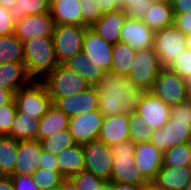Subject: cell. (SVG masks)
<instances>
[{"label":"cell","mask_w":191,"mask_h":190,"mask_svg":"<svg viewBox=\"0 0 191 190\" xmlns=\"http://www.w3.org/2000/svg\"><path fill=\"white\" fill-rule=\"evenodd\" d=\"M98 92V111L103 116L134 113L146 92L126 75L106 72L95 85Z\"/></svg>","instance_id":"obj_1"},{"label":"cell","mask_w":191,"mask_h":190,"mask_svg":"<svg viewBox=\"0 0 191 190\" xmlns=\"http://www.w3.org/2000/svg\"><path fill=\"white\" fill-rule=\"evenodd\" d=\"M171 116L165 125L155 129L151 142L163 153L179 144L191 142V105L188 102L171 106Z\"/></svg>","instance_id":"obj_2"},{"label":"cell","mask_w":191,"mask_h":190,"mask_svg":"<svg viewBox=\"0 0 191 190\" xmlns=\"http://www.w3.org/2000/svg\"><path fill=\"white\" fill-rule=\"evenodd\" d=\"M24 44V66L32 80L41 81L58 65L53 37L32 36Z\"/></svg>","instance_id":"obj_3"},{"label":"cell","mask_w":191,"mask_h":190,"mask_svg":"<svg viewBox=\"0 0 191 190\" xmlns=\"http://www.w3.org/2000/svg\"><path fill=\"white\" fill-rule=\"evenodd\" d=\"M113 155V167L111 182H119L141 186L148 182L136 166L134 159L135 143L131 140L123 141L111 146Z\"/></svg>","instance_id":"obj_4"},{"label":"cell","mask_w":191,"mask_h":190,"mask_svg":"<svg viewBox=\"0 0 191 190\" xmlns=\"http://www.w3.org/2000/svg\"><path fill=\"white\" fill-rule=\"evenodd\" d=\"M41 81L46 85L54 104L60 98L78 94L92 86L79 74L69 70L63 64H59Z\"/></svg>","instance_id":"obj_5"},{"label":"cell","mask_w":191,"mask_h":190,"mask_svg":"<svg viewBox=\"0 0 191 190\" xmlns=\"http://www.w3.org/2000/svg\"><path fill=\"white\" fill-rule=\"evenodd\" d=\"M17 111L24 115L35 116L40 120L52 105L46 85L42 81L32 80L27 86L14 93Z\"/></svg>","instance_id":"obj_6"},{"label":"cell","mask_w":191,"mask_h":190,"mask_svg":"<svg viewBox=\"0 0 191 190\" xmlns=\"http://www.w3.org/2000/svg\"><path fill=\"white\" fill-rule=\"evenodd\" d=\"M89 27L75 25H55L52 34L55 56L59 64H64L83 50V40Z\"/></svg>","instance_id":"obj_7"},{"label":"cell","mask_w":191,"mask_h":190,"mask_svg":"<svg viewBox=\"0 0 191 190\" xmlns=\"http://www.w3.org/2000/svg\"><path fill=\"white\" fill-rule=\"evenodd\" d=\"M186 34L175 25L154 34V51L163 67L168 68L186 49Z\"/></svg>","instance_id":"obj_8"},{"label":"cell","mask_w":191,"mask_h":190,"mask_svg":"<svg viewBox=\"0 0 191 190\" xmlns=\"http://www.w3.org/2000/svg\"><path fill=\"white\" fill-rule=\"evenodd\" d=\"M163 66L154 48L136 51L132 68L127 75L130 81L145 91H150Z\"/></svg>","instance_id":"obj_9"},{"label":"cell","mask_w":191,"mask_h":190,"mask_svg":"<svg viewBox=\"0 0 191 190\" xmlns=\"http://www.w3.org/2000/svg\"><path fill=\"white\" fill-rule=\"evenodd\" d=\"M84 170L95 177L110 182L113 167V155L110 146L100 140H93L83 145Z\"/></svg>","instance_id":"obj_10"},{"label":"cell","mask_w":191,"mask_h":190,"mask_svg":"<svg viewBox=\"0 0 191 190\" xmlns=\"http://www.w3.org/2000/svg\"><path fill=\"white\" fill-rule=\"evenodd\" d=\"M187 82L174 71L163 67L150 92L169 106L185 102Z\"/></svg>","instance_id":"obj_11"},{"label":"cell","mask_w":191,"mask_h":190,"mask_svg":"<svg viewBox=\"0 0 191 190\" xmlns=\"http://www.w3.org/2000/svg\"><path fill=\"white\" fill-rule=\"evenodd\" d=\"M104 116L98 111L78 114L69 118L68 130L76 144L84 145L98 140Z\"/></svg>","instance_id":"obj_12"},{"label":"cell","mask_w":191,"mask_h":190,"mask_svg":"<svg viewBox=\"0 0 191 190\" xmlns=\"http://www.w3.org/2000/svg\"><path fill=\"white\" fill-rule=\"evenodd\" d=\"M171 106L164 103L150 91H146L140 103L137 105L136 113L142 118L147 126L155 129L162 128L171 116Z\"/></svg>","instance_id":"obj_13"},{"label":"cell","mask_w":191,"mask_h":190,"mask_svg":"<svg viewBox=\"0 0 191 190\" xmlns=\"http://www.w3.org/2000/svg\"><path fill=\"white\" fill-rule=\"evenodd\" d=\"M112 48L113 45L106 42L93 29L86 30L82 51L95 66L103 68L105 72L111 70Z\"/></svg>","instance_id":"obj_14"},{"label":"cell","mask_w":191,"mask_h":190,"mask_svg":"<svg viewBox=\"0 0 191 190\" xmlns=\"http://www.w3.org/2000/svg\"><path fill=\"white\" fill-rule=\"evenodd\" d=\"M155 32L141 19L127 18L120 31V41L134 50L153 48Z\"/></svg>","instance_id":"obj_15"},{"label":"cell","mask_w":191,"mask_h":190,"mask_svg":"<svg viewBox=\"0 0 191 190\" xmlns=\"http://www.w3.org/2000/svg\"><path fill=\"white\" fill-rule=\"evenodd\" d=\"M163 152L151 141L135 144L134 159L136 166L148 181H154L163 166Z\"/></svg>","instance_id":"obj_16"},{"label":"cell","mask_w":191,"mask_h":190,"mask_svg":"<svg viewBox=\"0 0 191 190\" xmlns=\"http://www.w3.org/2000/svg\"><path fill=\"white\" fill-rule=\"evenodd\" d=\"M54 27L55 23L50 12L28 15L15 23L14 34L24 42L32 36H52Z\"/></svg>","instance_id":"obj_17"},{"label":"cell","mask_w":191,"mask_h":190,"mask_svg":"<svg viewBox=\"0 0 191 190\" xmlns=\"http://www.w3.org/2000/svg\"><path fill=\"white\" fill-rule=\"evenodd\" d=\"M69 118L98 110V92L96 86L75 95L60 98L55 103Z\"/></svg>","instance_id":"obj_18"},{"label":"cell","mask_w":191,"mask_h":190,"mask_svg":"<svg viewBox=\"0 0 191 190\" xmlns=\"http://www.w3.org/2000/svg\"><path fill=\"white\" fill-rule=\"evenodd\" d=\"M98 140L110 147L130 140L129 113L104 116Z\"/></svg>","instance_id":"obj_19"},{"label":"cell","mask_w":191,"mask_h":190,"mask_svg":"<svg viewBox=\"0 0 191 190\" xmlns=\"http://www.w3.org/2000/svg\"><path fill=\"white\" fill-rule=\"evenodd\" d=\"M42 153L38 140L18 141L15 172L13 175H30L38 169Z\"/></svg>","instance_id":"obj_20"},{"label":"cell","mask_w":191,"mask_h":190,"mask_svg":"<svg viewBox=\"0 0 191 190\" xmlns=\"http://www.w3.org/2000/svg\"><path fill=\"white\" fill-rule=\"evenodd\" d=\"M128 17L125 10L104 13L90 28L106 42L114 45L120 41V31Z\"/></svg>","instance_id":"obj_21"},{"label":"cell","mask_w":191,"mask_h":190,"mask_svg":"<svg viewBox=\"0 0 191 190\" xmlns=\"http://www.w3.org/2000/svg\"><path fill=\"white\" fill-rule=\"evenodd\" d=\"M50 14L55 25L83 26L80 0H50Z\"/></svg>","instance_id":"obj_22"},{"label":"cell","mask_w":191,"mask_h":190,"mask_svg":"<svg viewBox=\"0 0 191 190\" xmlns=\"http://www.w3.org/2000/svg\"><path fill=\"white\" fill-rule=\"evenodd\" d=\"M32 79L28 76L24 62L0 64V88L14 93L27 86Z\"/></svg>","instance_id":"obj_23"},{"label":"cell","mask_w":191,"mask_h":190,"mask_svg":"<svg viewBox=\"0 0 191 190\" xmlns=\"http://www.w3.org/2000/svg\"><path fill=\"white\" fill-rule=\"evenodd\" d=\"M191 180V166H162L154 182L162 190H183Z\"/></svg>","instance_id":"obj_24"},{"label":"cell","mask_w":191,"mask_h":190,"mask_svg":"<svg viewBox=\"0 0 191 190\" xmlns=\"http://www.w3.org/2000/svg\"><path fill=\"white\" fill-rule=\"evenodd\" d=\"M59 172L65 179H70L84 170L83 145L74 144L56 155Z\"/></svg>","instance_id":"obj_25"},{"label":"cell","mask_w":191,"mask_h":190,"mask_svg":"<svg viewBox=\"0 0 191 190\" xmlns=\"http://www.w3.org/2000/svg\"><path fill=\"white\" fill-rule=\"evenodd\" d=\"M69 117L54 103L40 119L37 140L41 141L57 131L68 128Z\"/></svg>","instance_id":"obj_26"},{"label":"cell","mask_w":191,"mask_h":190,"mask_svg":"<svg viewBox=\"0 0 191 190\" xmlns=\"http://www.w3.org/2000/svg\"><path fill=\"white\" fill-rule=\"evenodd\" d=\"M63 65L79 74L92 86H95L106 73L103 68L95 66L83 51L67 60Z\"/></svg>","instance_id":"obj_27"},{"label":"cell","mask_w":191,"mask_h":190,"mask_svg":"<svg viewBox=\"0 0 191 190\" xmlns=\"http://www.w3.org/2000/svg\"><path fill=\"white\" fill-rule=\"evenodd\" d=\"M154 32L174 25V14L170 2H152L149 10L141 19Z\"/></svg>","instance_id":"obj_28"},{"label":"cell","mask_w":191,"mask_h":190,"mask_svg":"<svg viewBox=\"0 0 191 190\" xmlns=\"http://www.w3.org/2000/svg\"><path fill=\"white\" fill-rule=\"evenodd\" d=\"M39 122L40 120L35 116L24 115V112L17 111L10 133L7 136L16 141L37 140Z\"/></svg>","instance_id":"obj_29"},{"label":"cell","mask_w":191,"mask_h":190,"mask_svg":"<svg viewBox=\"0 0 191 190\" xmlns=\"http://www.w3.org/2000/svg\"><path fill=\"white\" fill-rule=\"evenodd\" d=\"M135 54L136 50L122 41L114 44L110 71L127 76L132 68Z\"/></svg>","instance_id":"obj_30"},{"label":"cell","mask_w":191,"mask_h":190,"mask_svg":"<svg viewBox=\"0 0 191 190\" xmlns=\"http://www.w3.org/2000/svg\"><path fill=\"white\" fill-rule=\"evenodd\" d=\"M24 62V44L13 33L0 36V64Z\"/></svg>","instance_id":"obj_31"},{"label":"cell","mask_w":191,"mask_h":190,"mask_svg":"<svg viewBox=\"0 0 191 190\" xmlns=\"http://www.w3.org/2000/svg\"><path fill=\"white\" fill-rule=\"evenodd\" d=\"M13 21L16 23L28 15L50 12V0H17L9 8Z\"/></svg>","instance_id":"obj_32"},{"label":"cell","mask_w":191,"mask_h":190,"mask_svg":"<svg viewBox=\"0 0 191 190\" xmlns=\"http://www.w3.org/2000/svg\"><path fill=\"white\" fill-rule=\"evenodd\" d=\"M18 141L8 136H0V168L5 176L15 172Z\"/></svg>","instance_id":"obj_33"},{"label":"cell","mask_w":191,"mask_h":190,"mask_svg":"<svg viewBox=\"0 0 191 190\" xmlns=\"http://www.w3.org/2000/svg\"><path fill=\"white\" fill-rule=\"evenodd\" d=\"M40 142L42 150H45L46 152L52 153L54 155H58L63 150L76 144L68 128L57 131L51 136L41 140Z\"/></svg>","instance_id":"obj_34"},{"label":"cell","mask_w":191,"mask_h":190,"mask_svg":"<svg viewBox=\"0 0 191 190\" xmlns=\"http://www.w3.org/2000/svg\"><path fill=\"white\" fill-rule=\"evenodd\" d=\"M163 166L179 167L190 165L191 161V142L179 144L167 149L163 153Z\"/></svg>","instance_id":"obj_35"},{"label":"cell","mask_w":191,"mask_h":190,"mask_svg":"<svg viewBox=\"0 0 191 190\" xmlns=\"http://www.w3.org/2000/svg\"><path fill=\"white\" fill-rule=\"evenodd\" d=\"M130 140L135 143L150 142L154 134V129L147 126L136 112L129 114Z\"/></svg>","instance_id":"obj_36"},{"label":"cell","mask_w":191,"mask_h":190,"mask_svg":"<svg viewBox=\"0 0 191 190\" xmlns=\"http://www.w3.org/2000/svg\"><path fill=\"white\" fill-rule=\"evenodd\" d=\"M33 179L41 190H48L58 187L65 179L59 171L38 168L33 173Z\"/></svg>","instance_id":"obj_37"},{"label":"cell","mask_w":191,"mask_h":190,"mask_svg":"<svg viewBox=\"0 0 191 190\" xmlns=\"http://www.w3.org/2000/svg\"><path fill=\"white\" fill-rule=\"evenodd\" d=\"M70 179L76 184L79 190H104L108 184L86 170H81Z\"/></svg>","instance_id":"obj_38"},{"label":"cell","mask_w":191,"mask_h":190,"mask_svg":"<svg viewBox=\"0 0 191 190\" xmlns=\"http://www.w3.org/2000/svg\"><path fill=\"white\" fill-rule=\"evenodd\" d=\"M80 6L84 27L90 28L103 16L97 0H80Z\"/></svg>","instance_id":"obj_39"},{"label":"cell","mask_w":191,"mask_h":190,"mask_svg":"<svg viewBox=\"0 0 191 190\" xmlns=\"http://www.w3.org/2000/svg\"><path fill=\"white\" fill-rule=\"evenodd\" d=\"M16 114L17 106L14 98L0 107V136H7L10 133Z\"/></svg>","instance_id":"obj_40"},{"label":"cell","mask_w":191,"mask_h":190,"mask_svg":"<svg viewBox=\"0 0 191 190\" xmlns=\"http://www.w3.org/2000/svg\"><path fill=\"white\" fill-rule=\"evenodd\" d=\"M168 68L184 78L187 83L191 82V50L185 49Z\"/></svg>","instance_id":"obj_41"},{"label":"cell","mask_w":191,"mask_h":190,"mask_svg":"<svg viewBox=\"0 0 191 190\" xmlns=\"http://www.w3.org/2000/svg\"><path fill=\"white\" fill-rule=\"evenodd\" d=\"M152 2V0H124V10L130 18L142 19Z\"/></svg>","instance_id":"obj_42"},{"label":"cell","mask_w":191,"mask_h":190,"mask_svg":"<svg viewBox=\"0 0 191 190\" xmlns=\"http://www.w3.org/2000/svg\"><path fill=\"white\" fill-rule=\"evenodd\" d=\"M15 31V22L9 9L0 5V36L10 35Z\"/></svg>","instance_id":"obj_43"},{"label":"cell","mask_w":191,"mask_h":190,"mask_svg":"<svg viewBox=\"0 0 191 190\" xmlns=\"http://www.w3.org/2000/svg\"><path fill=\"white\" fill-rule=\"evenodd\" d=\"M14 190H41L36 186L33 176L30 175H12Z\"/></svg>","instance_id":"obj_44"},{"label":"cell","mask_w":191,"mask_h":190,"mask_svg":"<svg viewBox=\"0 0 191 190\" xmlns=\"http://www.w3.org/2000/svg\"><path fill=\"white\" fill-rule=\"evenodd\" d=\"M38 168L59 171L56 155L42 150Z\"/></svg>","instance_id":"obj_45"},{"label":"cell","mask_w":191,"mask_h":190,"mask_svg":"<svg viewBox=\"0 0 191 190\" xmlns=\"http://www.w3.org/2000/svg\"><path fill=\"white\" fill-rule=\"evenodd\" d=\"M174 25L184 34H191V12L174 15Z\"/></svg>","instance_id":"obj_46"},{"label":"cell","mask_w":191,"mask_h":190,"mask_svg":"<svg viewBox=\"0 0 191 190\" xmlns=\"http://www.w3.org/2000/svg\"><path fill=\"white\" fill-rule=\"evenodd\" d=\"M102 13L124 10V0H97Z\"/></svg>","instance_id":"obj_47"},{"label":"cell","mask_w":191,"mask_h":190,"mask_svg":"<svg viewBox=\"0 0 191 190\" xmlns=\"http://www.w3.org/2000/svg\"><path fill=\"white\" fill-rule=\"evenodd\" d=\"M170 3L174 15L191 12V0H170Z\"/></svg>","instance_id":"obj_48"},{"label":"cell","mask_w":191,"mask_h":190,"mask_svg":"<svg viewBox=\"0 0 191 190\" xmlns=\"http://www.w3.org/2000/svg\"><path fill=\"white\" fill-rule=\"evenodd\" d=\"M109 190H139L140 186L126 184V183H119V182H108L107 184Z\"/></svg>","instance_id":"obj_49"},{"label":"cell","mask_w":191,"mask_h":190,"mask_svg":"<svg viewBox=\"0 0 191 190\" xmlns=\"http://www.w3.org/2000/svg\"><path fill=\"white\" fill-rule=\"evenodd\" d=\"M14 98V95L8 91L0 88V107L9 103Z\"/></svg>","instance_id":"obj_50"},{"label":"cell","mask_w":191,"mask_h":190,"mask_svg":"<svg viewBox=\"0 0 191 190\" xmlns=\"http://www.w3.org/2000/svg\"><path fill=\"white\" fill-rule=\"evenodd\" d=\"M0 190H14L11 176H5L0 180Z\"/></svg>","instance_id":"obj_51"},{"label":"cell","mask_w":191,"mask_h":190,"mask_svg":"<svg viewBox=\"0 0 191 190\" xmlns=\"http://www.w3.org/2000/svg\"><path fill=\"white\" fill-rule=\"evenodd\" d=\"M62 190H79L71 179H64L61 184Z\"/></svg>","instance_id":"obj_52"},{"label":"cell","mask_w":191,"mask_h":190,"mask_svg":"<svg viewBox=\"0 0 191 190\" xmlns=\"http://www.w3.org/2000/svg\"><path fill=\"white\" fill-rule=\"evenodd\" d=\"M139 190H162L154 181H148L140 186Z\"/></svg>","instance_id":"obj_53"},{"label":"cell","mask_w":191,"mask_h":190,"mask_svg":"<svg viewBox=\"0 0 191 190\" xmlns=\"http://www.w3.org/2000/svg\"><path fill=\"white\" fill-rule=\"evenodd\" d=\"M17 0H0V5L9 9Z\"/></svg>","instance_id":"obj_54"},{"label":"cell","mask_w":191,"mask_h":190,"mask_svg":"<svg viewBox=\"0 0 191 190\" xmlns=\"http://www.w3.org/2000/svg\"><path fill=\"white\" fill-rule=\"evenodd\" d=\"M186 102L191 105V82L187 83L186 86Z\"/></svg>","instance_id":"obj_55"},{"label":"cell","mask_w":191,"mask_h":190,"mask_svg":"<svg viewBox=\"0 0 191 190\" xmlns=\"http://www.w3.org/2000/svg\"><path fill=\"white\" fill-rule=\"evenodd\" d=\"M186 49L191 50V34L186 36Z\"/></svg>","instance_id":"obj_56"},{"label":"cell","mask_w":191,"mask_h":190,"mask_svg":"<svg viewBox=\"0 0 191 190\" xmlns=\"http://www.w3.org/2000/svg\"><path fill=\"white\" fill-rule=\"evenodd\" d=\"M183 190H191V180H190L189 184Z\"/></svg>","instance_id":"obj_57"},{"label":"cell","mask_w":191,"mask_h":190,"mask_svg":"<svg viewBox=\"0 0 191 190\" xmlns=\"http://www.w3.org/2000/svg\"><path fill=\"white\" fill-rule=\"evenodd\" d=\"M5 177V174L3 173V171L1 170V168H0V180L2 179V178H4Z\"/></svg>","instance_id":"obj_58"},{"label":"cell","mask_w":191,"mask_h":190,"mask_svg":"<svg viewBox=\"0 0 191 190\" xmlns=\"http://www.w3.org/2000/svg\"><path fill=\"white\" fill-rule=\"evenodd\" d=\"M48 190H62V187H61V185H60V186H58V187H55V188H52V189H48Z\"/></svg>","instance_id":"obj_59"},{"label":"cell","mask_w":191,"mask_h":190,"mask_svg":"<svg viewBox=\"0 0 191 190\" xmlns=\"http://www.w3.org/2000/svg\"><path fill=\"white\" fill-rule=\"evenodd\" d=\"M153 2L159 1V2H170V0H152Z\"/></svg>","instance_id":"obj_60"}]
</instances>
